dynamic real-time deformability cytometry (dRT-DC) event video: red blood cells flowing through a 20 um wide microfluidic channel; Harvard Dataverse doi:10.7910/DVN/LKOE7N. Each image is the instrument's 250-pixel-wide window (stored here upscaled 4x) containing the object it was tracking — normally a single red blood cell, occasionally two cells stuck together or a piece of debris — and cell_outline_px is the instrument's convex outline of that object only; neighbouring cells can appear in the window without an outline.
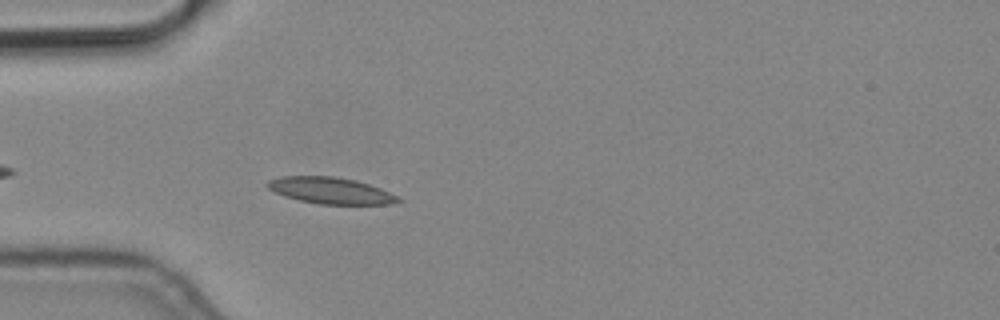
{"species": "common noctule bat (a hibernating species)", "species_latin": "Nyctalus noctula", "temperature_condition": "cold", "stored_images_in_passage": 4, "camera_frame_rate_fps": 3000, "um_per_image_px": 0.085, "animal": {"sex": "male", "body_mass_g": 19.2, "forearm_length_mm": 51.8}, "frame": {"image": 1, "passage_image": 4, "time_ms": 1.0, "image_size_px": [1000, 320], "cell_outline_px": [[404, 200], [388, 204], [316, 204], [284, 196], [268, 188], [264, 184], [268, 180], [280, 176], [332, 176], [356, 180], [380, 188]], "centroid_in_image_um": [28.06, 16.19], "position_along_channel_um": 56.9, "area_um2": 20.06}}